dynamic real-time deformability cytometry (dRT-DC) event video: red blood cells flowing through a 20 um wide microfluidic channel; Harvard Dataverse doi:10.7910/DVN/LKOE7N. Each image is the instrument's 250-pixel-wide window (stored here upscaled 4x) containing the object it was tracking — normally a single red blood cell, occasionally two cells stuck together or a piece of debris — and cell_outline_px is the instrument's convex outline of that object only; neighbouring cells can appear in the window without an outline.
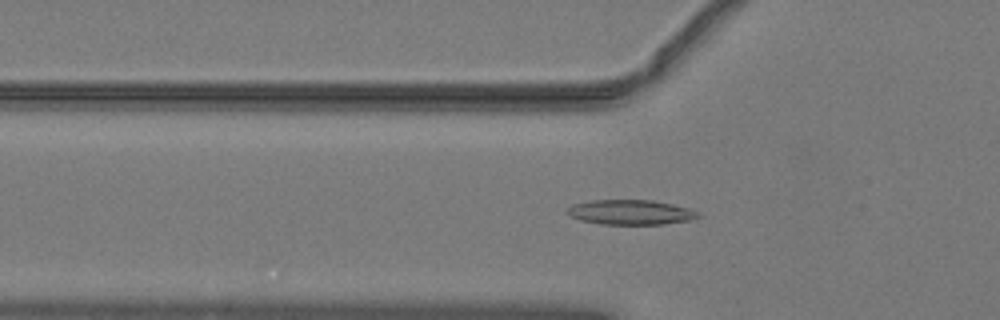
{"species": "common noctule bat (a hibernating species)", "species_latin": "Nyctalus noctula", "temperature_condition": "warm", "stored_images_in_passage": 48, "camera_frame_rate_fps": 3000, "um_per_image_px": 0.085, "animal": {"sex": "male", "body_mass_g": 19.2, "forearm_length_mm": 51.8}, "frame": {"image": 1, "passage_image": 17, "time_ms": 5.333, "image_size_px": [1000, 320], "cell_outline_px": [[704, 216], [688, 220], [664, 224], [600, 224], [580, 220], [564, 212], [572, 204], [588, 200], [652, 200], [672, 204], [688, 208], [700, 212]], "centroid_in_image_um": [53.6, 18.03], "position_along_channel_um": 72.2, "area_um2": 19.07}}
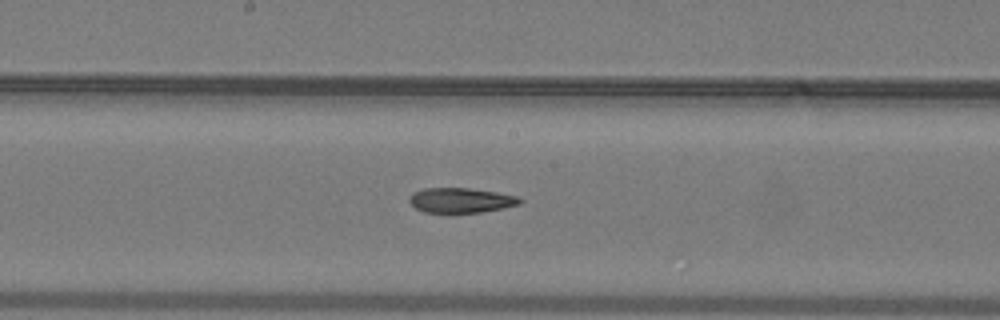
{"frame": {"image": 2, "passage_image": 27, "time_ms": 8.667, "image_size_px": [1000, 320], "cell_outline_px": [[524, 200], [520, 204], [504, 208], [480, 212], [424, 212], [416, 208], [408, 200], [412, 192], [424, 188], [468, 188], [496, 192], [520, 196]], "centroid_in_image_um": [39.21, 17.01], "position_along_channel_um": 209.0, "area_um2": 16.07}}
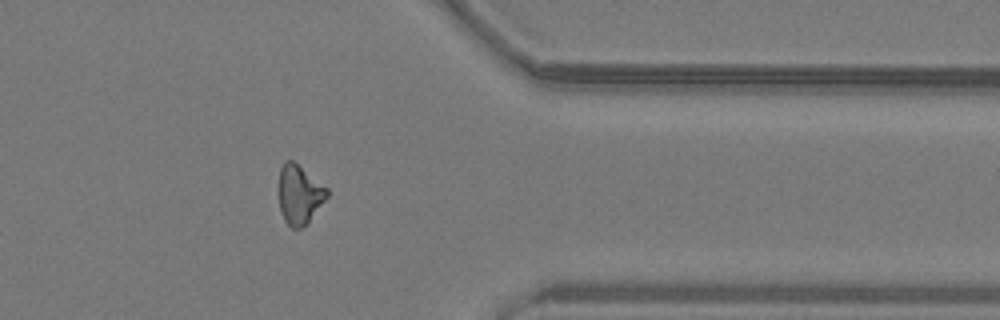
{"frame": {"image": 3, "passage_image": 41, "time_ms": 13.333, "image_size_px": [1000, 320], "cell_outline_px": [[328, 196], [308, 224], [300, 228], [292, 228], [284, 220], [280, 212], [280, 168], [284, 160], [292, 160], [328, 188]], "centroid_in_image_um": [25.47, 16.55], "position_along_channel_um": 385.9, "area_um2": 16.53}}